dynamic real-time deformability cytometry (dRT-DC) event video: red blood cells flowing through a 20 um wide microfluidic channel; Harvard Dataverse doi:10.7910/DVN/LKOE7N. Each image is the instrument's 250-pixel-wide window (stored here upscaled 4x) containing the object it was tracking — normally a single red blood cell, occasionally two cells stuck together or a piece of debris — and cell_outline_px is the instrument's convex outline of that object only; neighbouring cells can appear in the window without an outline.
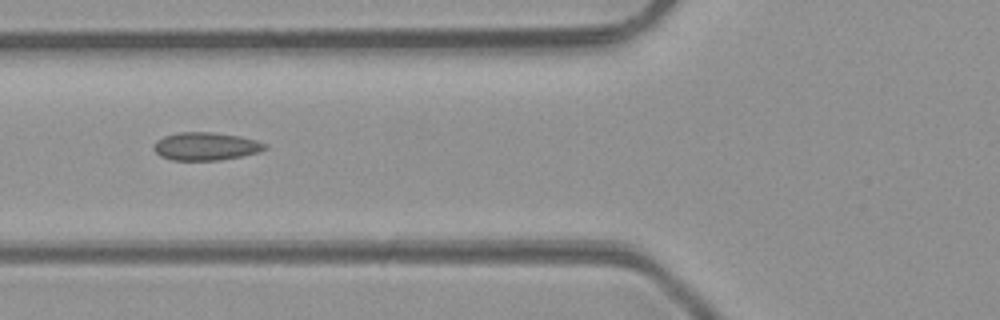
{"species": "common noctule bat (a hibernating species)", "species_latin": "Nyctalus noctula", "temperature_condition": "room temperature", "stored_images_in_passage": 6, "camera_frame_rate_fps": 3000, "um_per_image_px": 0.085, "animal": {"sex": "male", "body_mass_g": 23.1, "forearm_length_mm": 52.7}, "frame": {"image": 1, "passage_image": 5, "time_ms": 5.333, "image_size_px": [1000, 320], "cell_outline_px": [[268, 148], [256, 152], [240, 156], [220, 160], [172, 160], [160, 156], [152, 148], [156, 140], [164, 136], [180, 132], [212, 132], [240, 136], [256, 140], [268, 144]], "centroid_in_image_um": [17.47, 12.43], "position_along_channel_um": 108.3, "area_um2": 18.09}}
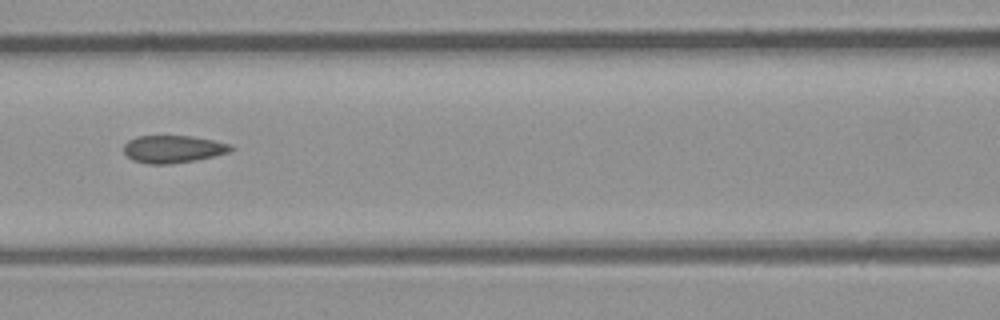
{"frame": {"image": 2, "passage_image": 6, "time_ms": 6.333, "image_size_px": [1000, 320], "cell_outline_px": [[236, 148], [228, 152], [196, 160], [168, 164], [148, 164], [132, 160], [124, 152], [124, 144], [128, 140], [136, 136], [192, 136], [232, 144]], "centroid_in_image_um": [14.71, 12.67], "position_along_channel_um": 151.9, "area_um2": 17.17}}